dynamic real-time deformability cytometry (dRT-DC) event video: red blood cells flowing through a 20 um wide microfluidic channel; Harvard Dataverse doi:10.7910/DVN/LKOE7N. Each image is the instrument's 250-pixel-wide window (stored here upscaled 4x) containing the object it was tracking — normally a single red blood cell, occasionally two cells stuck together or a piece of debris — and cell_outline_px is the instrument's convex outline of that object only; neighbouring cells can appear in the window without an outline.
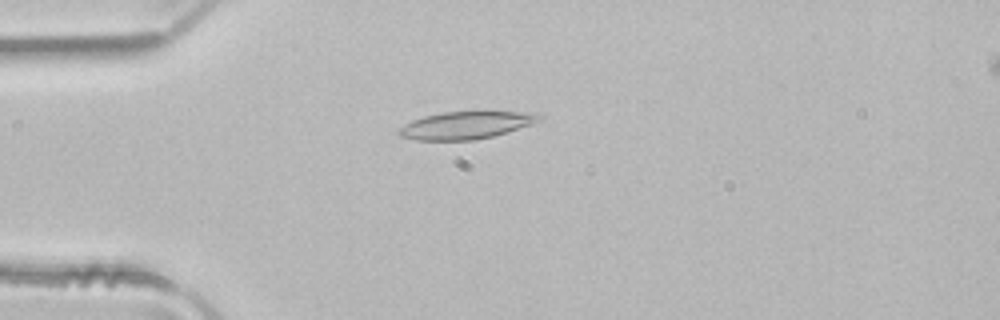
{"species": "common noctule bat (a hibernating species)", "species_latin": "Nyctalus noctula", "temperature_condition": "room temperature", "stored_images_in_passage": 3, "camera_frame_rate_fps": 3000, "um_per_image_px": 0.085, "animal": {"sex": "male", "body_mass_g": 21.5, "forearm_length_mm": 52.0}, "frame": {"image": 1, "passage_image": 2, "time_ms": 0.333, "image_size_px": [1000, 320], "cell_outline_px": [[544, 116], [540, 120], [532, 124], [492, 136], [472, 140], [416, 140], [400, 136], [396, 132], [404, 124], [412, 120], [424, 116], [444, 112], [544, 112]], "centroid_in_image_um": [39.63, 10.63], "position_along_channel_um": 45.4, "area_um2": 22.37}}